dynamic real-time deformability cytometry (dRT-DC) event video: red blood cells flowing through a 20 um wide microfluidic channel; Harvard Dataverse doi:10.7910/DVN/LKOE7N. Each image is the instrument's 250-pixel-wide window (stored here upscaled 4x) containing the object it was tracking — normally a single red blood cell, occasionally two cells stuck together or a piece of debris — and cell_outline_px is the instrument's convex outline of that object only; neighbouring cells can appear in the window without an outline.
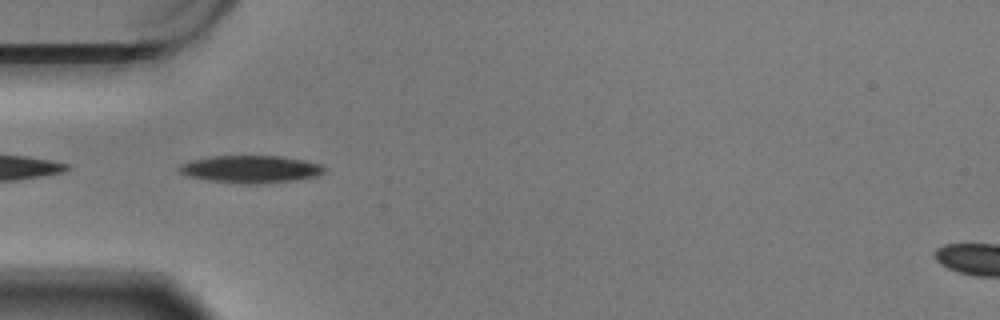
{"species": "Egyptian fruit bat (a non-hibernating species)", "species_latin": "Rousettus aegyptiacus", "temperature_condition": "warm", "stored_images_in_passage": 24, "camera_frame_rate_fps": 3000, "um_per_image_px": 0.085, "animal": {"sex": "male"}, "frame": {"image": 1, "passage_image": 1, "time_ms": 0.0, "image_size_px": [1000, 320], "cell_outline_px": [[328, 168], [324, 172], [316, 176], [296, 180], [256, 184], [248, 184], [208, 180], [188, 176], [180, 172], [176, 168], [180, 164], [192, 160], [212, 156], [280, 156], [304, 160], [320, 164]], "centroid_in_image_um": [21.32, 14.37], "position_along_channel_um": 63.7, "area_um2": 23.18}}
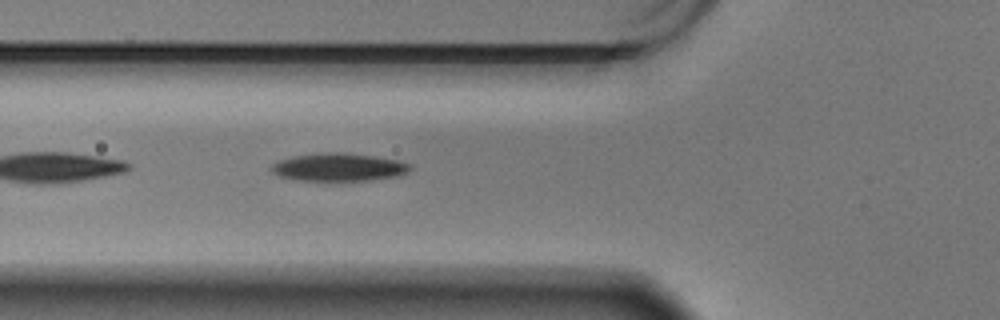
{"frame": {"image": 2, "passage_image": 4, "time_ms": 1.0, "image_size_px": [1000, 320], "cell_outline_px": [[412, 168], [408, 172], [400, 176], [368, 180], [300, 180], [276, 176], [268, 168], [276, 160], [292, 156], [320, 152], [344, 152], [372, 156], [396, 160], [412, 164]], "centroid_in_image_um": [28.74, 14.2], "position_along_channel_um": 97.1, "area_um2": 22.83}}
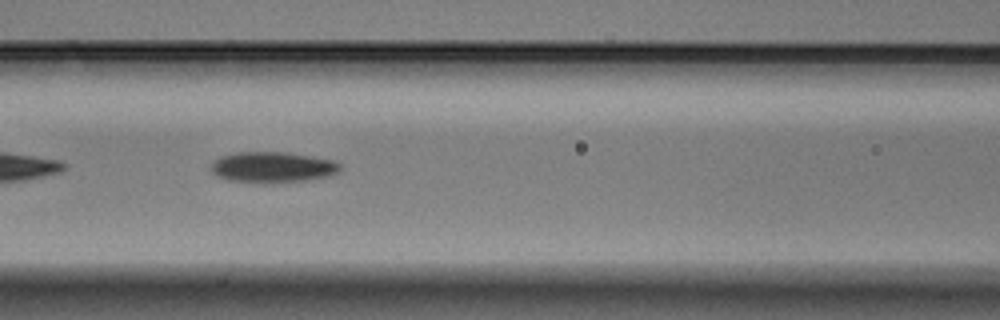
{"frame": {"image": 3, "passage_image": 8, "time_ms": 2.333, "image_size_px": [1000, 320], "cell_outline_px": [[340, 172], [328, 176], [304, 180], [264, 184], [228, 180], [216, 176], [212, 172], [212, 160], [220, 156], [236, 152], [284, 152], [332, 160], [340, 164]], "centroid_in_image_um": [23.11, 14.22], "position_along_channel_um": 143.5, "area_um2": 23.24}}